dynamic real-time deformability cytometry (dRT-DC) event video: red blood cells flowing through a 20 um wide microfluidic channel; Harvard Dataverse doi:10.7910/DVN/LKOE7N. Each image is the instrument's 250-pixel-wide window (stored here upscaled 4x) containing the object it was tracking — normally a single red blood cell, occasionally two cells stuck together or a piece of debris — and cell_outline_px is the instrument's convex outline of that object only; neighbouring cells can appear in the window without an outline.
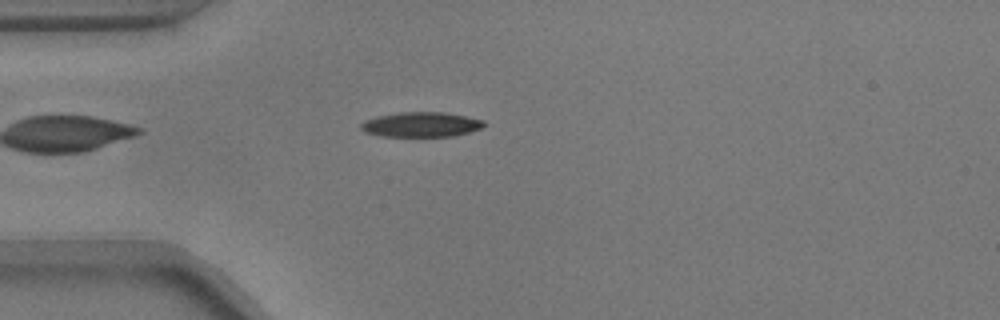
{"species": "common noctule bat (a hibernating species)", "species_latin": "Nyctalus noctula", "temperature_condition": "warm", "stored_images_in_passage": 17, "camera_frame_rate_fps": 3000, "um_per_image_px": 0.085, "animal": {"sex": "male", "body_mass_g": 17.9}, "frame": {"image": 1, "passage_image": 5, "time_ms": 1.333, "image_size_px": [1000, 320], "cell_outline_px": [[484, 124], [480, 128], [468, 132], [452, 136], [380, 136], [364, 132], [360, 128], [360, 124], [364, 120], [376, 116], [400, 112], [444, 112], [484, 120]], "centroid_in_image_um": [35.73, 10.58], "position_along_channel_um": 49.3, "area_um2": 17.74}}
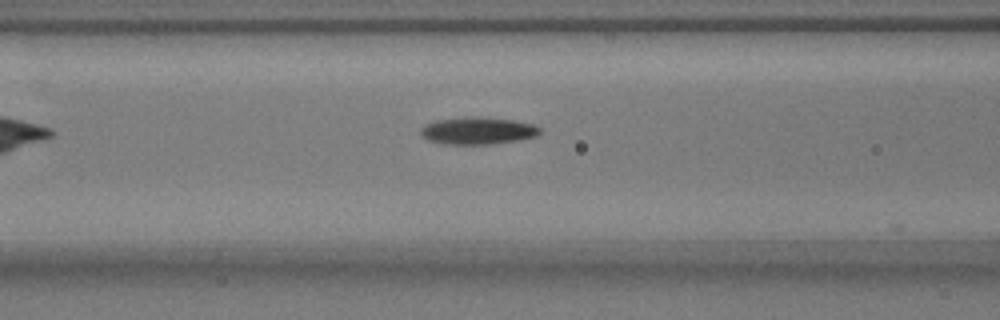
{"frame": {"image": 2, "passage_image": 12, "time_ms": 3.667, "image_size_px": [1000, 320], "cell_outline_px": [[540, 132], [536, 136], [516, 140], [488, 144], [444, 144], [428, 140], [420, 136], [420, 128], [424, 124], [436, 120], [472, 116], [476, 116], [512, 120], [532, 124], [540, 128]], "centroid_in_image_um": [40.54, 11.1], "position_along_channel_um": 126.1, "area_um2": 18.84}}
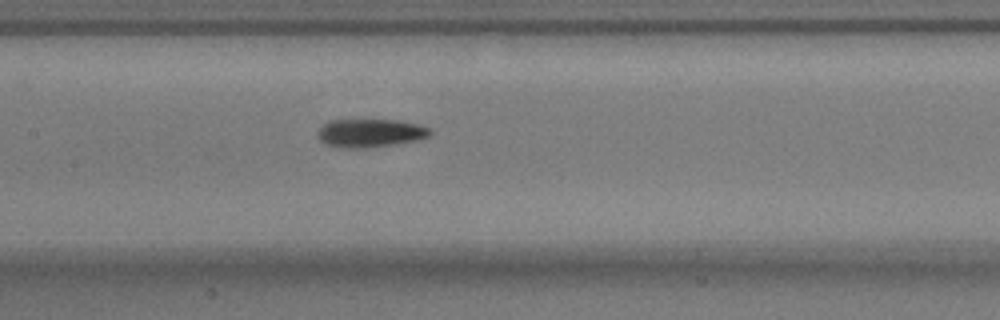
{"frame": {"image": 3, "passage_image": 16, "time_ms": 5.0, "image_size_px": [1000, 320], "cell_outline_px": [[432, 132], [428, 136], [416, 140], [392, 144], [364, 148], [340, 148], [324, 144], [316, 136], [316, 132], [328, 120], [400, 120], [420, 124], [432, 128]], "centroid_in_image_um": [31.45, 11.3], "position_along_channel_um": 176.0, "area_um2": 18.73}}